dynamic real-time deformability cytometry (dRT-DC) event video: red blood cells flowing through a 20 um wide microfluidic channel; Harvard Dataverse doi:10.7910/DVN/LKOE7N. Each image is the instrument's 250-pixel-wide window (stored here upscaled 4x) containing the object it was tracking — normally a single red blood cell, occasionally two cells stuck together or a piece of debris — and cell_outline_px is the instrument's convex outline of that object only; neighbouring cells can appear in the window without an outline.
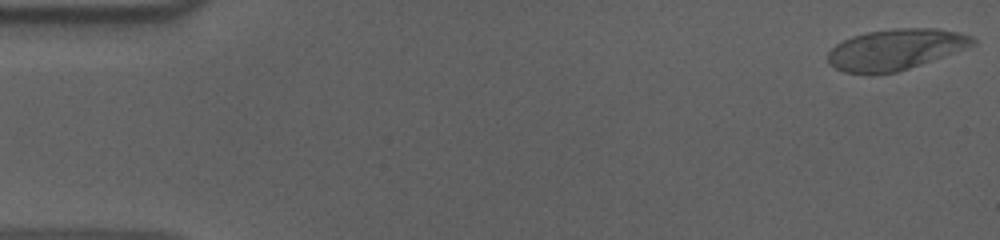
{"species": "human", "species_latin": "Homo sapiens", "temperature_condition": "cold", "stored_images_in_passage": 14, "camera_frame_rate_fps": 3000, "um_per_image_px": 0.085, "donor": {"sex": "male"}, "frame": {"image": 1, "passage_image": 1, "time_ms": 0.0, "image_size_px": [1000, 240], "cell_outline_px": [[976, 44], [920, 64], [896, 72], [844, 72], [828, 64], [828, 52], [836, 44], [852, 36], [868, 32], [896, 28], [940, 28], [960, 32], [972, 36], [976, 40]], "centroid_in_image_um": [76.13, 4.17], "position_along_channel_um": 8.9, "area_um2": 33.87}}